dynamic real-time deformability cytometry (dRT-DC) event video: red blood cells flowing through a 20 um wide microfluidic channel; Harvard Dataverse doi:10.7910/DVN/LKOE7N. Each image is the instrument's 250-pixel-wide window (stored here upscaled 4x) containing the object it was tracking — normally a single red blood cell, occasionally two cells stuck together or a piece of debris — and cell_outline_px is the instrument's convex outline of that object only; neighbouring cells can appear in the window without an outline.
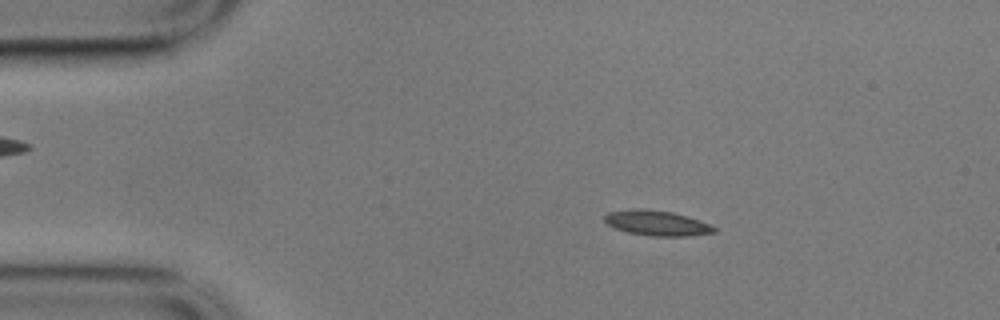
{"species": "common noctule bat (a hibernating species)", "species_latin": "Nyctalus noctula", "temperature_condition": "cold", "stored_images_in_passage": 56, "camera_frame_rate_fps": 3000, "um_per_image_px": 0.085, "animal": {"sex": "male", "body_mass_g": 17.9}, "frame": {"image": 1, "passage_image": 9, "time_ms": 2.667, "image_size_px": [1000, 320], "cell_outline_px": [[716, 232], [688, 236], [648, 236], [628, 232], [616, 228], [608, 224], [604, 220], [604, 216], [608, 212], [632, 208], [640, 208], [672, 212], [688, 216], [700, 220], [716, 228]], "centroid_in_image_um": [55.83, 18.95], "position_along_channel_um": 29.2, "area_um2": 16.07}}
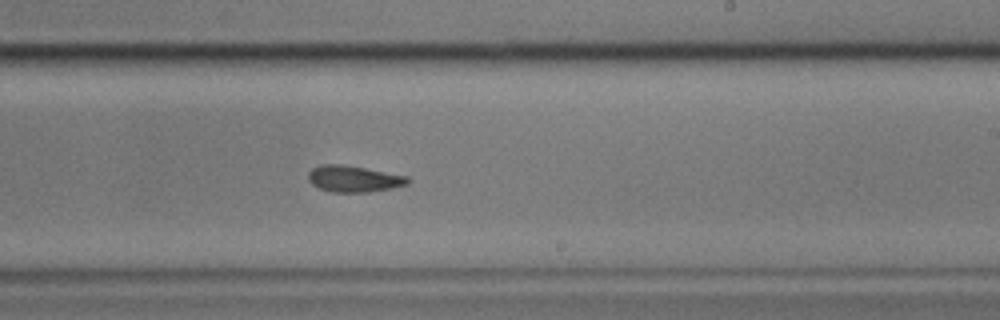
{"frame": {"image": 2, "passage_image": 33, "time_ms": 10.667, "image_size_px": [1000, 320], "cell_outline_px": [[412, 180], [408, 184], [392, 188], [368, 192], [332, 192], [320, 188], [312, 184], [308, 180], [308, 172], [312, 168], [320, 164], [344, 164], [408, 176]], "centroid_in_image_um": [30.07, 15.19], "position_along_channel_um": 258.9, "area_um2": 15.43}}
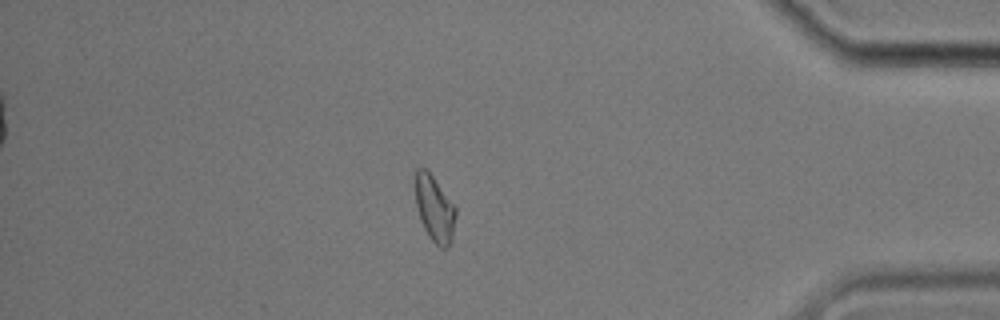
{"frame": {"image": 3, "passage_image": 48, "time_ms": 15.667, "image_size_px": [1000, 320], "cell_outline_px": [[456, 216], [452, 240], [448, 248], [440, 248], [428, 236], [424, 228], [416, 208], [412, 172], [416, 168], [424, 168], [432, 176], [456, 208]], "centroid_in_image_um": [36.89, 17.71], "position_along_channel_um": 398.3, "area_um2": 15.9}, "authors_computed_cell_mechanics": {"area_um2": 15.7505, "velocity_mm_per_s": 3.51, "shape_relaxation_time_tau1_ms": 7.9098, "shape_relaxation_time_tau2_ms": 4.9716, "deformation_change_tau1": 0.1374, "deformation_change_tau2": 0.0886}}